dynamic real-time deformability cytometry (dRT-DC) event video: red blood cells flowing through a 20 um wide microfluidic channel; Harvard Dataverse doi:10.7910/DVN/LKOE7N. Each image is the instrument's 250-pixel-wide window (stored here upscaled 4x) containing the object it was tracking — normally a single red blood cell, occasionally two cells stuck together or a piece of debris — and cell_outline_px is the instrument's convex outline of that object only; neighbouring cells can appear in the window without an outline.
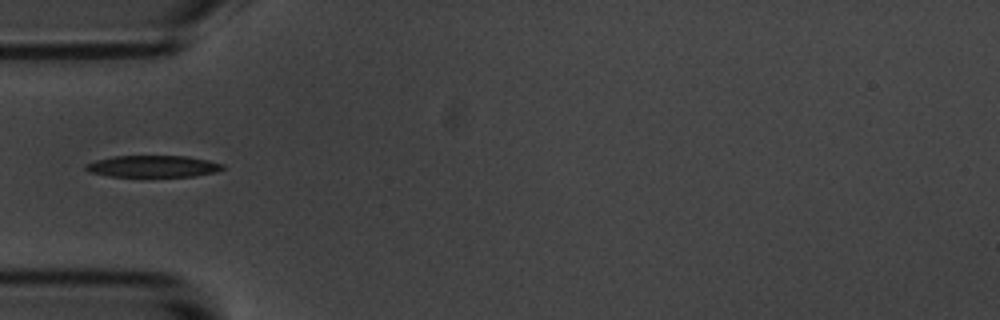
{"species": "common noctule bat (a hibernating species)", "species_latin": "Nyctalus noctula", "temperature_condition": "room temperature", "stored_images_in_passage": 11, "camera_frame_rate_fps": 3000, "um_per_image_px": 0.085, "animal": {"sex": "male", "body_mass_g": 20.1, "forearm_length_mm": 53.5}, "frame": {"image": 1, "passage_image": 1, "time_ms": 0.0, "image_size_px": [1000, 320], "cell_outline_px": [[228, 168], [216, 172], [196, 176], [108, 176], [88, 172], [84, 168], [84, 164], [96, 160], [112, 156], [188, 156], [208, 160], [224, 164]], "centroid_in_image_um": [13.02, 14.13], "position_along_channel_um": 72.0, "area_um2": 17.51}}
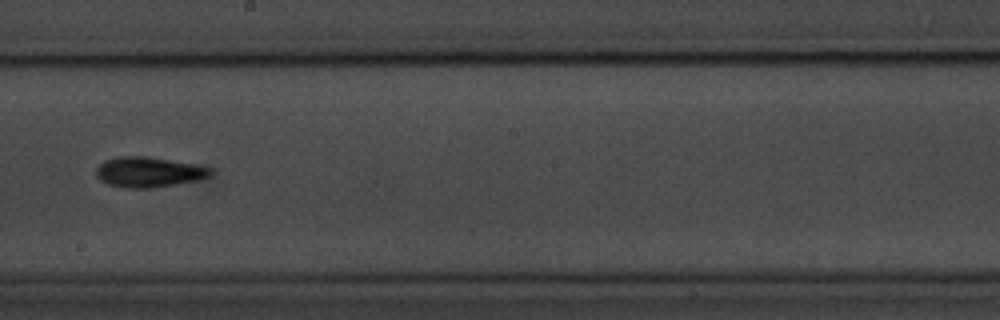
{"frame": {"image": 2, "passage_image": 5, "time_ms": 4.667, "image_size_px": [1000, 320], "cell_outline_px": [[212, 172], [208, 176], [196, 180], [180, 184], [152, 188], [124, 188], [108, 184], [100, 180], [96, 176], [96, 168], [100, 164], [108, 160], [120, 156], [144, 156], [196, 164], [212, 168]], "centroid_in_image_um": [12.64, 14.64], "position_along_channel_um": 235.6, "area_um2": 20.11}}
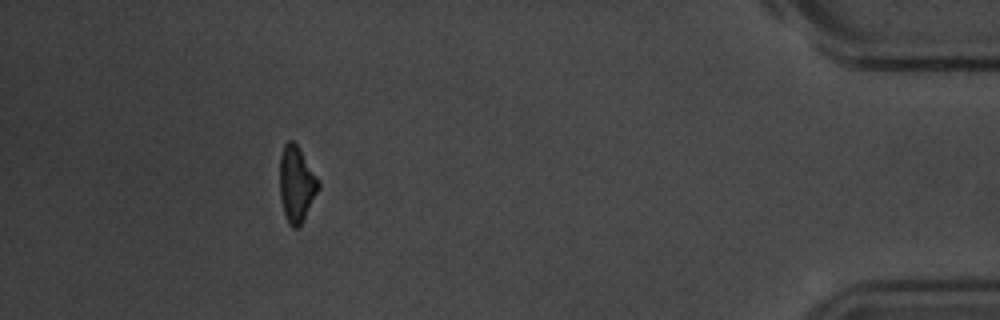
{"frame": {"image": 3, "passage_image": 10, "time_ms": 11.333, "image_size_px": [1000, 320], "cell_outline_px": [[320, 188], [300, 224], [296, 228], [292, 228], [288, 224], [280, 200], [280, 156], [284, 144], [288, 140], [292, 140], [300, 148], [320, 180]], "centroid_in_image_um": [25.2, 15.61], "position_along_channel_um": 410.0, "area_um2": 17.17}}